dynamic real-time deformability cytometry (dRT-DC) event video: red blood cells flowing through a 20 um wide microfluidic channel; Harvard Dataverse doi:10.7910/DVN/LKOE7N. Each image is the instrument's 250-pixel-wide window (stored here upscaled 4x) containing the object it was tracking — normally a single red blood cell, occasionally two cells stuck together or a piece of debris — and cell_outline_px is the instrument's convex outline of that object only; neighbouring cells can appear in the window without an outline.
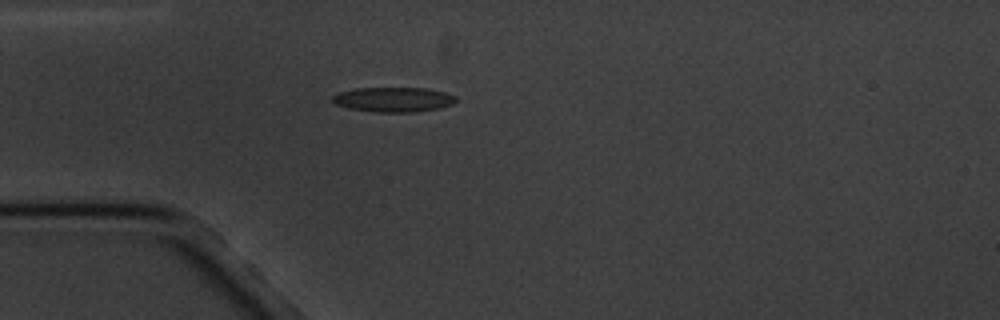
{"species": "common noctule bat (a hibernating species)", "species_latin": "Nyctalus noctula", "temperature_condition": "cold", "stored_images_in_passage": 2, "camera_frame_rate_fps": 3000, "um_per_image_px": 0.085, "animal": {"sex": "male", "body_mass_g": 20.1, "forearm_length_mm": 53.5}, "frame": {"image": 1, "passage_image": 2, "time_ms": 1.0, "image_size_px": [1000, 320], "cell_outline_px": [[456, 100], [452, 104], [440, 108], [416, 112], [372, 112], [348, 108], [336, 104], [332, 100], [332, 96], [340, 92], [356, 88], [428, 88], [444, 92], [456, 96]], "centroid_in_image_um": [33.45, 8.46], "position_along_channel_um": 51.5, "area_um2": 17.86}}